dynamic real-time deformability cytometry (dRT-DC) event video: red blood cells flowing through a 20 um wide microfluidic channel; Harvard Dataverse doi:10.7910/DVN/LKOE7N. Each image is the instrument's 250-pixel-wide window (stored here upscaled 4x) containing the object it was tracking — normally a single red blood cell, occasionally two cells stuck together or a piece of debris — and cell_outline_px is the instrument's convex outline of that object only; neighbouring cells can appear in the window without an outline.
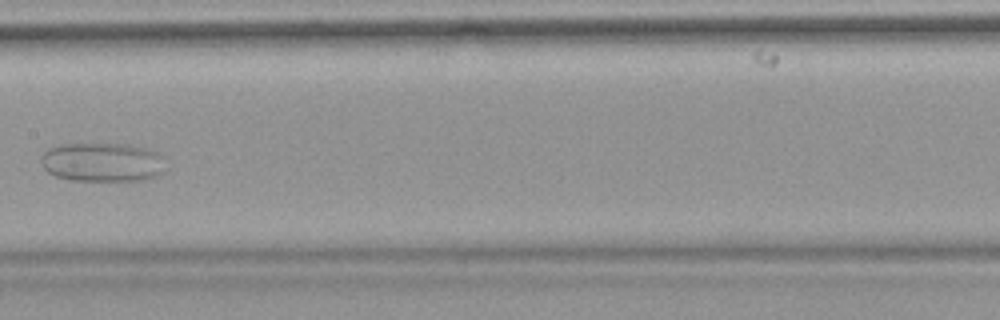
{"species": "common noctule bat (a hibernating species)", "species_latin": "Nyctalus noctula", "temperature_condition": "warm", "stored_images_in_passage": 7, "camera_frame_rate_fps": 3000, "um_per_image_px": 0.085, "animal": {"sex": "female", "body_mass_g": 18.4}, "frame": {"image": 1, "passage_image": 6, "time_ms": 6.0, "image_size_px": [1000, 320], "cell_outline_px": [[164, 172], [144, 180], [72, 180], [56, 176], [48, 172], [44, 168], [40, 160], [44, 152], [48, 148], [60, 144], [124, 144], [144, 148], [156, 152], [160, 156]], "centroid_in_image_um": [8.64, 13.78], "position_along_channel_um": 198.8, "area_um2": 27.98}}